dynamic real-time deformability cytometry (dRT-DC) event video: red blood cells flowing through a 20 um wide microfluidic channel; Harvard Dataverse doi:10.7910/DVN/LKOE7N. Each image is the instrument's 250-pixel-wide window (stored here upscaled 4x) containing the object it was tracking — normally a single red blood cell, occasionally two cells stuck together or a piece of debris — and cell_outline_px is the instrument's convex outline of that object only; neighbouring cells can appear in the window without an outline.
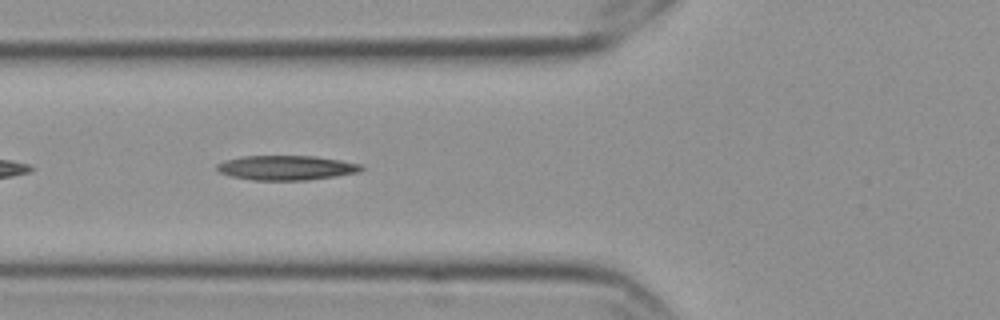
{"species": "Egyptian fruit bat (a non-hibernating species)", "species_latin": "Rousettus aegyptiacus", "temperature_condition": "cold", "stored_images_in_passage": 37, "camera_frame_rate_fps": 3000, "um_per_image_px": 0.085, "frame": {"image": 1, "passage_image": 5, "time_ms": 1.333, "image_size_px": [1000, 320], "cell_outline_px": [[364, 168], [360, 172], [336, 176], [308, 180], [252, 180], [228, 176], [220, 172], [216, 168], [216, 164], [224, 160], [240, 156], [312, 156], [340, 160], [364, 164]], "centroid_in_image_um": [24.33, 14.26], "position_along_channel_um": 101.5, "area_um2": 20.92}}
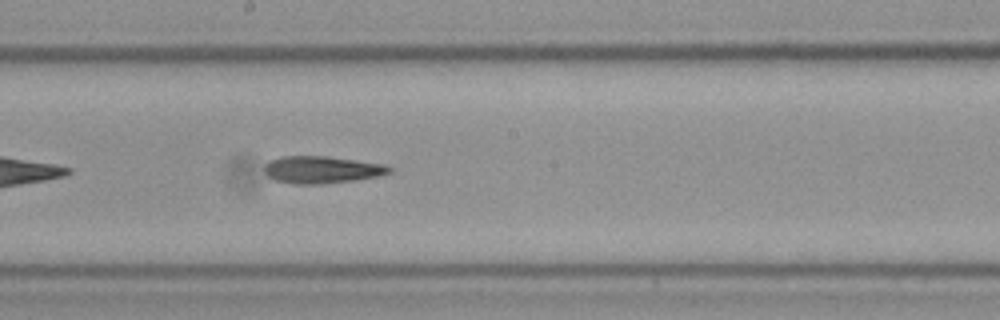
{"frame": {"image": 2, "passage_image": 15, "time_ms": 4.667, "image_size_px": [1000, 320], "cell_outline_px": [[392, 172], [380, 176], [356, 180], [324, 184], [296, 184], [272, 180], [264, 172], [264, 164], [268, 160], [280, 156], [324, 156], [384, 164], [392, 168]], "centroid_in_image_um": [27.31, 14.43], "position_along_channel_um": 220.9, "area_um2": 20.06}}
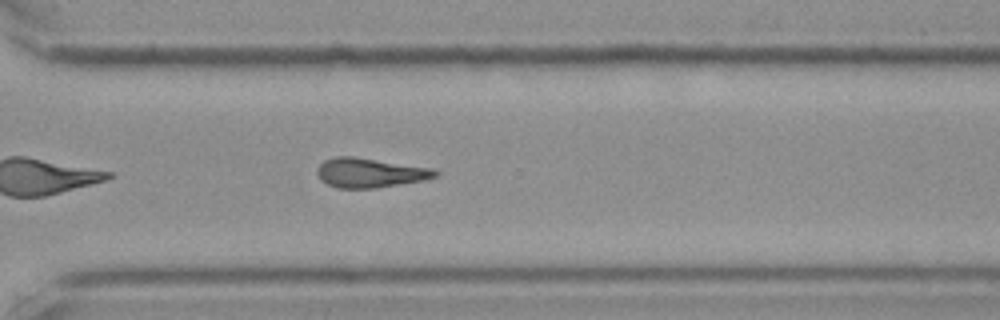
{"frame": {"image": 3, "passage_image": 25, "time_ms": 8.0, "image_size_px": [1000, 320], "cell_outline_px": [[440, 172], [436, 176], [424, 180], [376, 188], [336, 188], [320, 180], [316, 172], [320, 164], [324, 160], [336, 156], [352, 156], [432, 168]], "centroid_in_image_um": [31.42, 14.69], "position_along_channel_um": 339.2, "area_um2": 20.23}}